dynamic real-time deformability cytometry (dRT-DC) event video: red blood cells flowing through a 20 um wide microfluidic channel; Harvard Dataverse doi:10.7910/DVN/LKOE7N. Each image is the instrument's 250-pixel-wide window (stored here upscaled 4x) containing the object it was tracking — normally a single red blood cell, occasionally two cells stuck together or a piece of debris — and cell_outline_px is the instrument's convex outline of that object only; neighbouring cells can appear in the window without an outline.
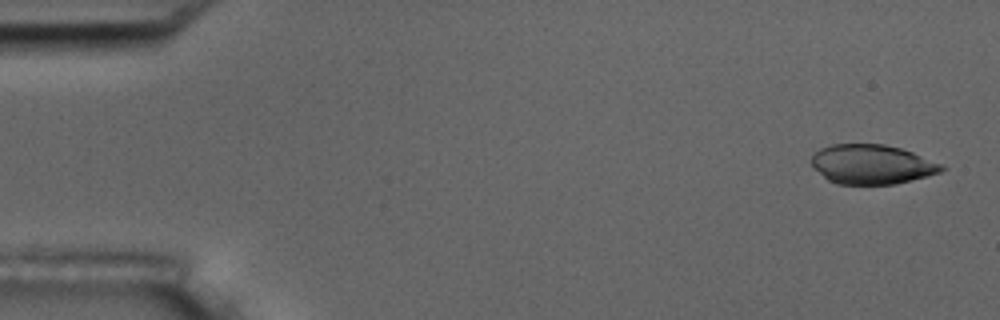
{"species": "common noctule bat (a hibernating species)", "species_latin": "Nyctalus noctula", "temperature_condition": "room temperature", "stored_images_in_passage": 4, "camera_frame_rate_fps": 3000, "um_per_image_px": 0.085, "animal": {"sex": "male", "body_mass_g": 17.5, "forearm_length_mm": 52.3}, "frame": {"image": 1, "passage_image": 1, "time_ms": 0.0, "image_size_px": [1000, 320], "cell_outline_px": [[948, 168], [940, 172], [896, 184], [836, 184], [828, 180], [812, 164], [812, 156], [820, 148], [832, 144], [884, 144], [900, 148], [912, 152], [944, 164]], "centroid_in_image_um": [74.15, 13.96], "position_along_channel_um": 10.9, "area_um2": 29.82}}
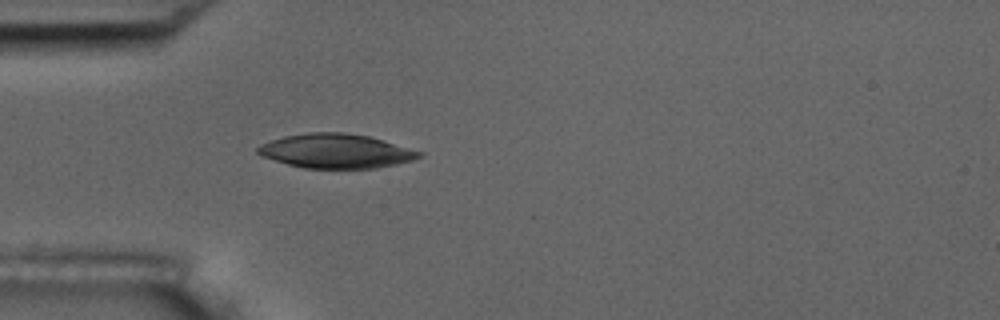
{"frame": {"image": 2, "passage_image": 4, "time_ms": 1.0, "image_size_px": [1000, 320], "cell_outline_px": [[424, 156], [412, 160], [396, 164], [376, 168], [304, 168], [288, 164], [264, 156], [256, 152], [256, 148], [260, 144], [284, 136], [308, 132], [340, 132], [368, 136], [384, 140], [424, 152]], "centroid_in_image_um": [28.59, 12.83], "position_along_channel_um": 56.4, "area_um2": 32.14}}